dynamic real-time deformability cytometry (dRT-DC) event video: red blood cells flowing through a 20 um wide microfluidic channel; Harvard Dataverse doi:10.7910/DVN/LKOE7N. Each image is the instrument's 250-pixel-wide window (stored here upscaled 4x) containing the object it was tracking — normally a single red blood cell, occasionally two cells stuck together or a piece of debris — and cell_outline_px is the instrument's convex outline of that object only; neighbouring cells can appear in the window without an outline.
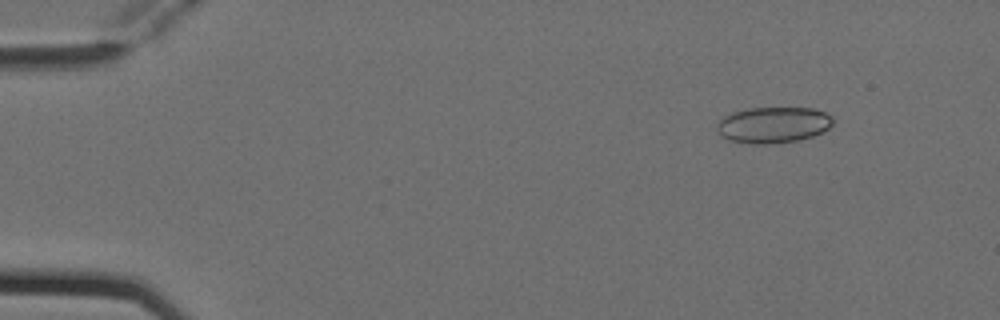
{"species": "Egyptian fruit bat (a non-hibernating species)", "species_latin": "Rousettus aegyptiacus", "temperature_condition": "cold", "stored_images_in_passage": 7, "camera_frame_rate_fps": 3000, "um_per_image_px": 0.085, "animal": {"sex": "female"}, "frame": {"image": 1, "passage_image": 1, "time_ms": 0.0, "image_size_px": [1000, 320], "cell_outline_px": [[832, 124], [828, 128], [812, 136], [800, 140], [768, 144], [752, 144], [728, 140], [720, 136], [716, 128], [716, 124], [724, 116], [732, 112], [748, 108], [816, 108], [832, 116]], "centroid_in_image_um": [65.69, 10.62], "position_along_channel_um": 19.3, "area_um2": 24.51}}
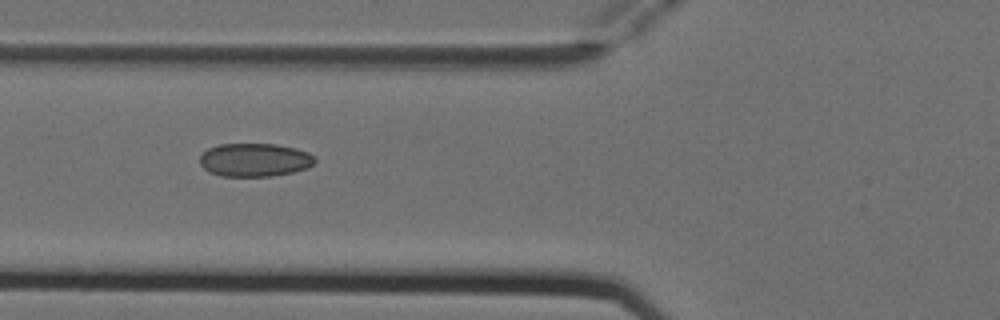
{"frame": {"image": 2, "passage_image": 5, "time_ms": 1.333, "image_size_px": [1000, 320], "cell_outline_px": [[316, 160], [308, 168], [292, 172], [272, 176], [220, 176], [208, 172], [200, 164], [200, 156], [208, 148], [220, 144], [276, 144], [296, 148], [308, 152]], "centroid_in_image_um": [21.63, 13.59], "position_along_channel_um": 104.2, "area_um2": 22.37}}
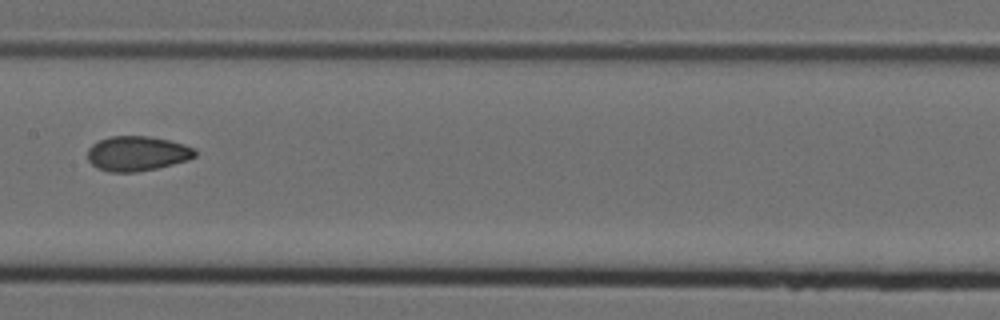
{"frame": {"image": 3, "passage_image": 7, "time_ms": 2.0, "image_size_px": [1000, 320], "cell_outline_px": [[196, 156], [188, 160], [156, 168], [136, 172], [108, 172], [96, 168], [88, 160], [88, 148], [92, 144], [108, 136], [148, 136], [172, 140], [196, 148]], "centroid_in_image_um": [11.66, 13.04], "position_along_channel_um": 195.7, "area_um2": 22.02}}